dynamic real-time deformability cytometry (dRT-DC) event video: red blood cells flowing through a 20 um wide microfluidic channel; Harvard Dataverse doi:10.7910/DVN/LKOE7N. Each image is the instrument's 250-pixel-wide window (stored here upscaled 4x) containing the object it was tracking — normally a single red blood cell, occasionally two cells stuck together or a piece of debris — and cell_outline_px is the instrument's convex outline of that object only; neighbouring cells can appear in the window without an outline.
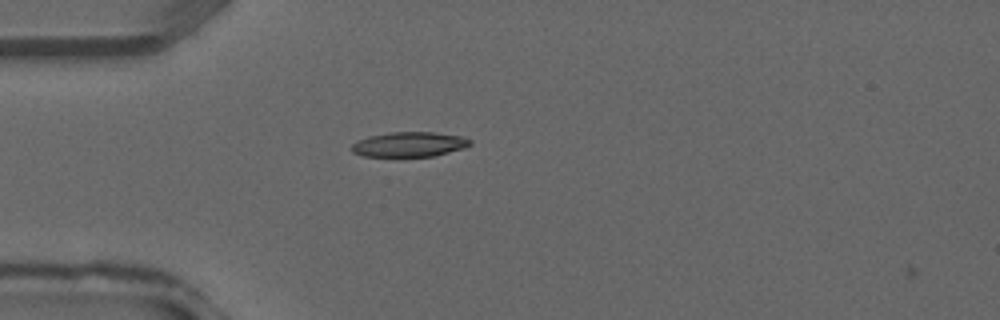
{"species": "common noctule bat (a hibernating species)", "species_latin": "Nyctalus noctula", "temperature_condition": "warm", "stored_images_in_passage": 28, "camera_frame_rate_fps": 3000, "um_per_image_px": 0.085, "animal": {"sex": "male", "forearm_length_mm": 52.5}, "frame": {"image": 1, "passage_image": 4, "time_ms": 1.0, "image_size_px": [1000, 320], "cell_outline_px": [[472, 144], [464, 148], [432, 156], [396, 160], [364, 156], [352, 152], [352, 144], [368, 136], [392, 132], [436, 132], [460, 136], [472, 140]], "centroid_in_image_um": [34.76, 12.32], "position_along_channel_um": 50.2, "area_um2": 17.98}}
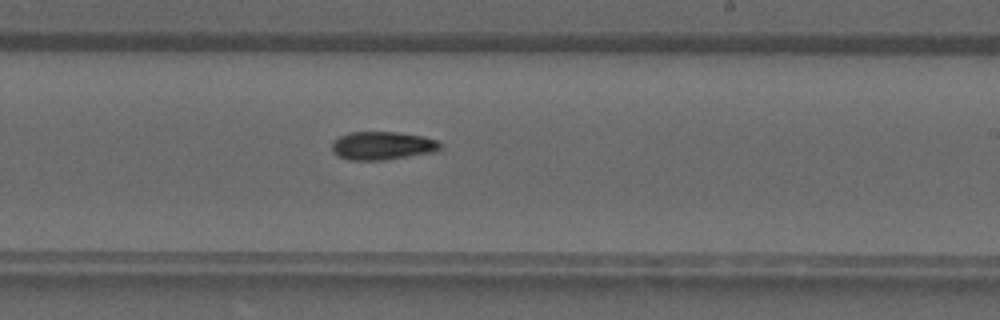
{"frame": {"image": 2, "passage_image": 16, "time_ms": 5.0, "image_size_px": [1000, 320], "cell_outline_px": [[440, 148], [436, 152], [384, 160], [348, 160], [336, 156], [332, 152], [332, 140], [348, 132], [396, 132], [424, 136], [436, 140], [440, 144]], "centroid_in_image_um": [32.46, 12.39], "position_along_channel_um": 256.5, "area_um2": 18.03}}
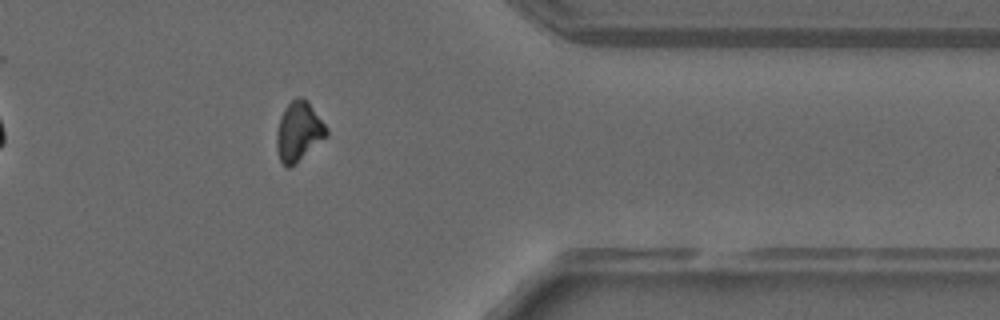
{"frame": {"image": 3, "passage_image": 24, "time_ms": 7.667, "image_size_px": [1000, 320], "cell_outline_px": [[328, 136], [296, 164], [288, 168], [280, 160], [276, 148], [276, 132], [280, 116], [284, 108], [296, 96], [304, 96], [308, 100], [328, 128]], "centroid_in_image_um": [25.4, 11.15], "position_along_channel_um": 386.0, "area_um2": 17.69}}